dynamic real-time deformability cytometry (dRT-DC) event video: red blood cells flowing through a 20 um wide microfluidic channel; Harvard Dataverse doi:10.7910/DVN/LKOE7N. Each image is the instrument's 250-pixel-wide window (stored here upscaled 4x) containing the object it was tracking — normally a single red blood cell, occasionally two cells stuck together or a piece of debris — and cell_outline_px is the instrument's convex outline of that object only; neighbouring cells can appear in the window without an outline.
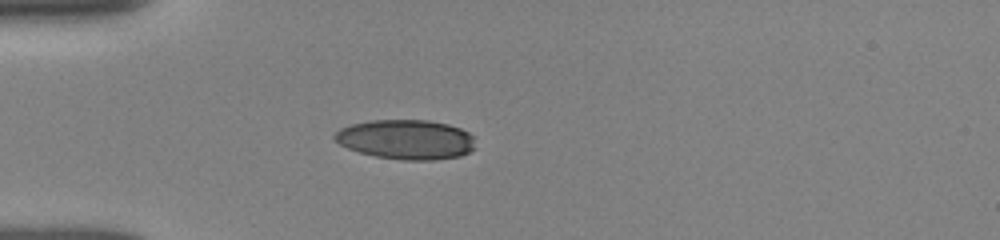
{"species": "human", "species_latin": "Homo sapiens", "temperature_condition": "room temperature", "stored_images_in_passage": 43, "camera_frame_rate_fps": 3000, "um_per_image_px": 0.085, "donor": {"sex": "female"}, "frame": {"image": 1, "passage_image": 1, "time_ms": 0.0, "image_size_px": [1000, 240], "cell_outline_px": [[476, 148], [460, 156], [436, 160], [404, 160], [376, 156], [360, 152], [348, 148], [340, 144], [332, 136], [340, 128], [352, 124], [372, 120], [428, 120], [448, 124], [460, 128], [468, 132], [472, 136]], "centroid_in_image_um": [34.54, 11.85], "position_along_channel_um": 50.5, "area_um2": 32.48}}
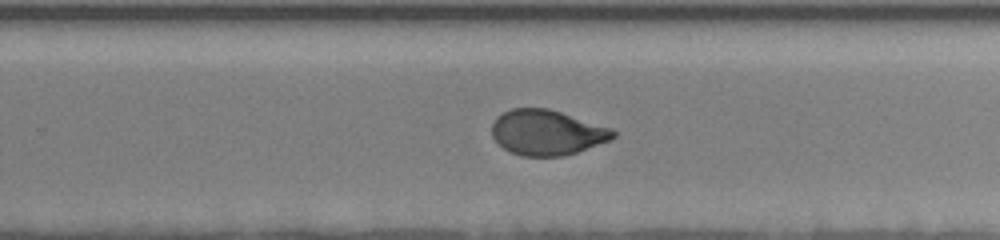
{"frame": {"image": 2, "passage_image": 23, "time_ms": 6.333, "image_size_px": [1000, 240], "cell_outline_px": [[616, 136], [608, 140], [576, 152], [564, 156], [520, 156], [504, 148], [492, 136], [492, 124], [496, 116], [512, 108], [548, 108], [612, 128], [616, 132]], "centroid_in_image_um": [46.47, 11.25], "position_along_channel_um": 283.3, "area_um2": 31.73}}
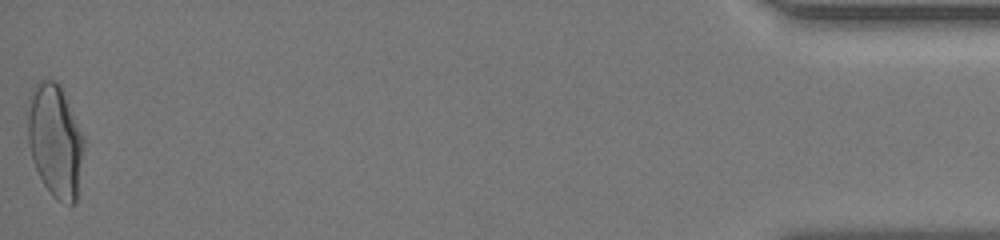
{"frame": {"image": 3, "passage_image": 43, "time_ms": 12.333, "image_size_px": [1000, 240], "cell_outline_px": [[84, 144], [76, 204], [68, 204], [56, 200], [52, 196], [44, 184], [32, 160], [28, 144], [28, 96], [32, 88], [40, 80], [52, 80], [60, 84], [84, 136]], "centroid_in_image_um": [4.68, 11.95], "position_along_channel_um": 430.5, "area_um2": 37.11}, "authors_computed_cell_mechanics": {"area_um2": 33.0038, "velocity_mm_per_s": 3.9071, "shape_relaxation_time_tau1_ms": 3.9353, "shape_relaxation_time_tau2_ms": 1.0322, "deformation_change_tau1": 0.1605, "deformation_change_tau2": 0.0517}}